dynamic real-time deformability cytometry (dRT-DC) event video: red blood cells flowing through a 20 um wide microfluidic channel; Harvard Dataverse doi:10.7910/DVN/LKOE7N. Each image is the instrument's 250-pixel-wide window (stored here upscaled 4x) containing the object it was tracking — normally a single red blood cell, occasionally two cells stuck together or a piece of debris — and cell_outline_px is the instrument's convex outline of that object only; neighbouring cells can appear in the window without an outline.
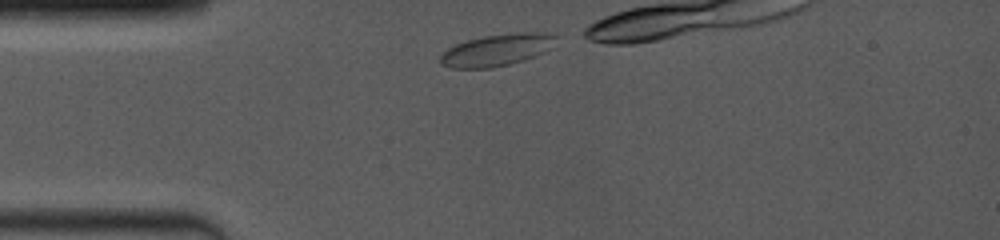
{"species": "common noctule bat (a hibernating species)", "species_latin": "Nyctalus noctula", "temperature_condition": "room temperature", "stored_images_in_passage": 41, "camera_frame_rate_fps": 4000, "um_per_image_px": 0.085, "animal": {"sex": "female", "body_mass_g": 19.0, "forearm_length_mm": 53.3}, "frame": {"image": 1, "passage_image": 1, "time_ms": 0.0, "image_size_px": [1000, 240], "cell_outline_px": [[560, 36], [552, 48], [536, 56], [524, 60], [492, 68], [452, 68], [440, 64], [440, 56], [448, 48], [456, 44], [468, 40], [484, 36], [516, 32], [552, 32]], "centroid_in_image_um": [42.32, 4.23], "position_along_channel_um": 42.7, "area_um2": 21.79}}
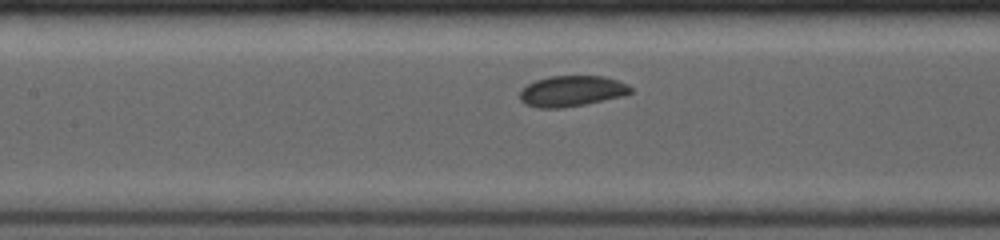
{"frame": {"image": 2, "passage_image": 26, "time_ms": 3.5, "image_size_px": [1000, 240], "cell_outline_px": [[632, 92], [624, 96], [564, 108], [536, 108], [524, 104], [520, 100], [520, 92], [528, 84], [536, 80], [548, 76], [604, 76], [628, 84], [632, 88]], "centroid_in_image_um": [48.6, 7.75], "position_along_channel_um": 158.8, "area_um2": 19.94}}
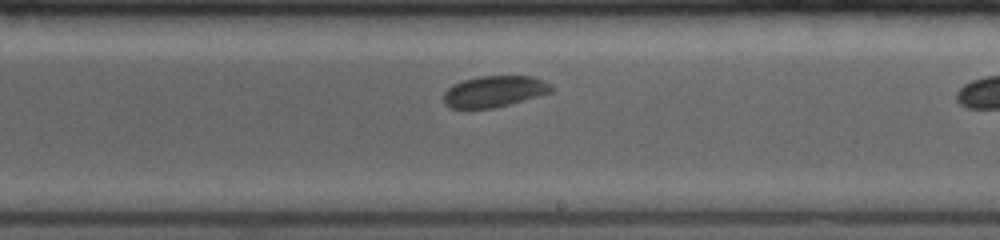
{"frame": {"image": 3, "passage_image": 39, "time_ms": 5.75, "image_size_px": [1000, 240], "cell_outline_px": [[552, 92], [508, 104], [492, 108], [452, 108], [444, 104], [444, 92], [452, 84], [464, 80], [480, 76], [532, 76], [544, 80], [552, 84]], "centroid_in_image_um": [42.01, 7.76], "position_along_channel_um": 247.0, "area_um2": 19.48}}